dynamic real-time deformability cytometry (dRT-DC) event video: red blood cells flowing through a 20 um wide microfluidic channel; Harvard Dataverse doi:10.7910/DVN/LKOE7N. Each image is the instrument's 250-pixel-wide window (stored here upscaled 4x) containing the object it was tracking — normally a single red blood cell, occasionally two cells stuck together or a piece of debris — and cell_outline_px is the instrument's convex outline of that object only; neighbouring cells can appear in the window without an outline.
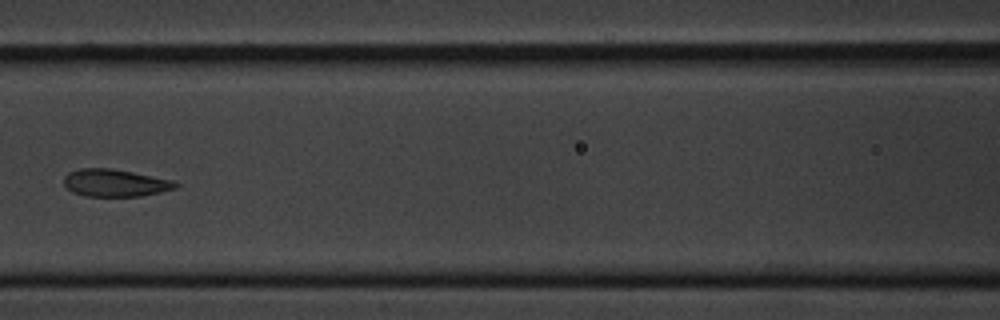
{"species": "common noctule bat (a hibernating species)", "species_latin": "Nyctalus noctula", "temperature_condition": "cold", "stored_images_in_passage": 9, "camera_frame_rate_fps": 3000, "um_per_image_px": 0.085, "animal": {"sex": "male", "body_mass_g": 20.1, "forearm_length_mm": 53.5}, "frame": {"image": 1, "passage_image": 6, "time_ms": 6.0, "image_size_px": [1000, 320], "cell_outline_px": [[180, 184], [176, 188], [160, 192], [140, 196], [84, 196], [72, 192], [64, 184], [64, 176], [68, 172], [80, 168], [112, 168], [172, 180]], "centroid_in_image_um": [9.76, 15.54], "position_along_channel_um": 156.8, "area_um2": 17.8}}
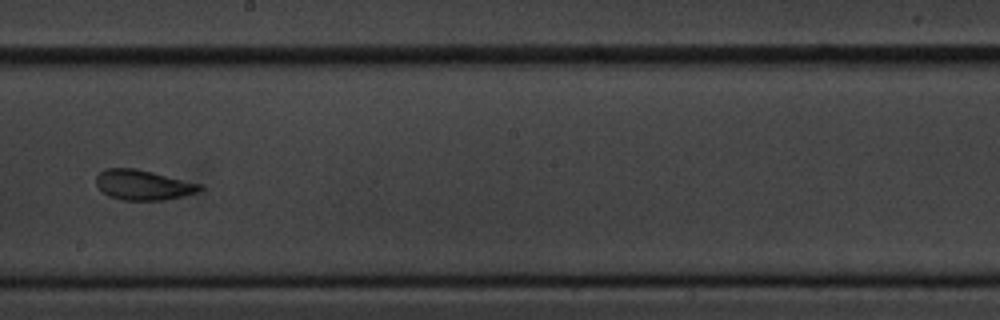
{"frame": {"image": 2, "passage_image": 8, "time_ms": 8.333, "image_size_px": [1000, 320], "cell_outline_px": [[204, 188], [196, 192], [164, 200], [120, 200], [108, 196], [96, 184], [96, 176], [104, 168], [136, 168], [204, 184]], "centroid_in_image_um": [12.17, 15.71], "position_along_channel_um": 236.0, "area_um2": 18.26}}
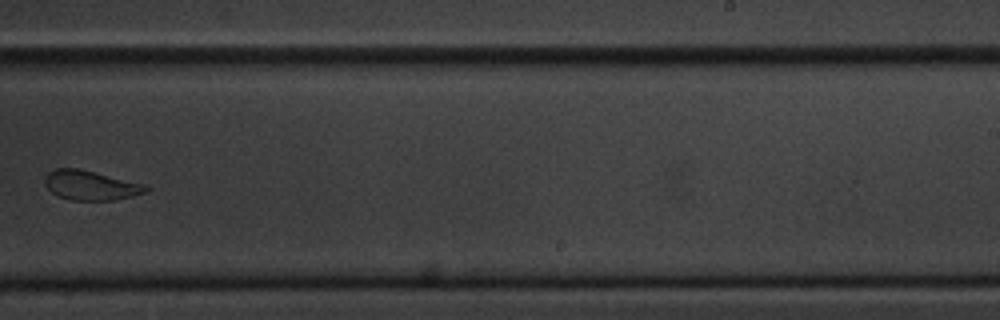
{"frame": {"image": 3, "passage_image": 9, "time_ms": 9.667, "image_size_px": [1000, 320], "cell_outline_px": [[152, 188], [148, 192], [116, 200], [72, 200], [60, 196], [52, 192], [44, 184], [44, 176], [48, 172], [56, 168], [76, 168], [148, 184]], "centroid_in_image_um": [7.77, 15.75], "position_along_channel_um": 281.2, "area_um2": 17.57}}